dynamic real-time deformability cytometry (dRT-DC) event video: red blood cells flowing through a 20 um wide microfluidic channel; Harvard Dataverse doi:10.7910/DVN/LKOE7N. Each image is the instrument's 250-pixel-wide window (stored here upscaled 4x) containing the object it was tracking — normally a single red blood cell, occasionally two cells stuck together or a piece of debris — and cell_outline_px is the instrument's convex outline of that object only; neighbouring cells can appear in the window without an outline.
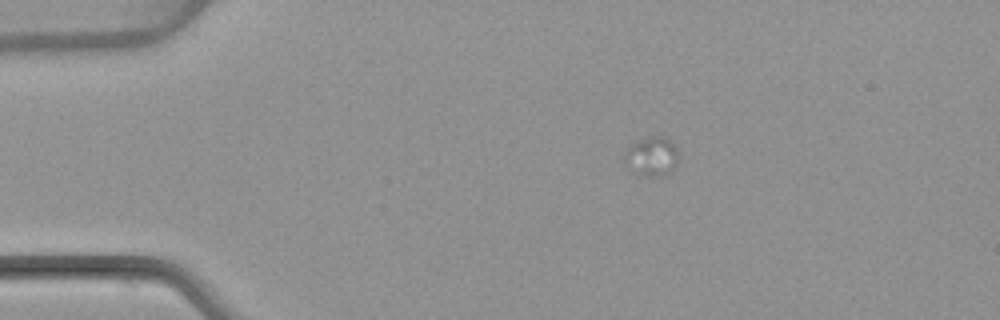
{"species": "common noctule bat (a hibernating species)", "species_latin": "Nyctalus noctula", "temperature_condition": "warm", "stored_images_in_passage": 6, "camera_frame_rate_fps": 3000, "um_per_image_px": 0.085, "animal": {"sex": "female", "body_mass_g": 22.7, "forearm_length_mm": 54.2}, "frame": {"image": 1, "passage_image": 3, "time_ms": 2.667, "image_size_px": [1000, 320], "cell_outline_px": [[676, 160], [668, 172], [664, 176], [648, 176], [628, 168], [624, 164], [624, 152], [628, 144], [648, 136], [664, 136], [672, 144], [676, 152]], "centroid_in_image_um": [55.29, 13.26], "position_along_channel_um": 29.7, "area_um2": 12.02}}